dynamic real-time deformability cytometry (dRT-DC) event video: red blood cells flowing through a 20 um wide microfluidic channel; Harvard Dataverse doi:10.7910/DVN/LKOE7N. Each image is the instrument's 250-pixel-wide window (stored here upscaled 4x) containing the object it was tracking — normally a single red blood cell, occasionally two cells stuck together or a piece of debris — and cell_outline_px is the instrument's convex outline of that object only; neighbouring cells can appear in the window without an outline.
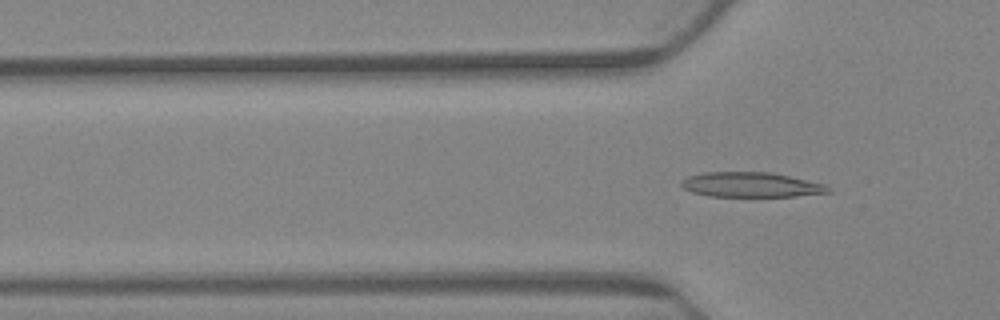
{"species": "Egyptian fruit bat (a non-hibernating species)", "species_latin": "Rousettus aegyptiacus", "temperature_condition": "warm", "stored_images_in_passage": 2, "camera_frame_rate_fps": 3000, "um_per_image_px": 0.085, "animal": {"sex": "female"}, "frame": {"image": 1, "passage_image": 2, "time_ms": 0.333, "image_size_px": [1000, 320], "cell_outline_px": [[832, 192], [796, 196], [708, 196], [692, 192], [684, 188], [680, 184], [688, 176], [704, 172], [772, 172], [824, 184], [832, 188]], "centroid_in_image_um": [63.86, 15.7], "position_along_channel_um": 61.9, "area_um2": 21.21}}